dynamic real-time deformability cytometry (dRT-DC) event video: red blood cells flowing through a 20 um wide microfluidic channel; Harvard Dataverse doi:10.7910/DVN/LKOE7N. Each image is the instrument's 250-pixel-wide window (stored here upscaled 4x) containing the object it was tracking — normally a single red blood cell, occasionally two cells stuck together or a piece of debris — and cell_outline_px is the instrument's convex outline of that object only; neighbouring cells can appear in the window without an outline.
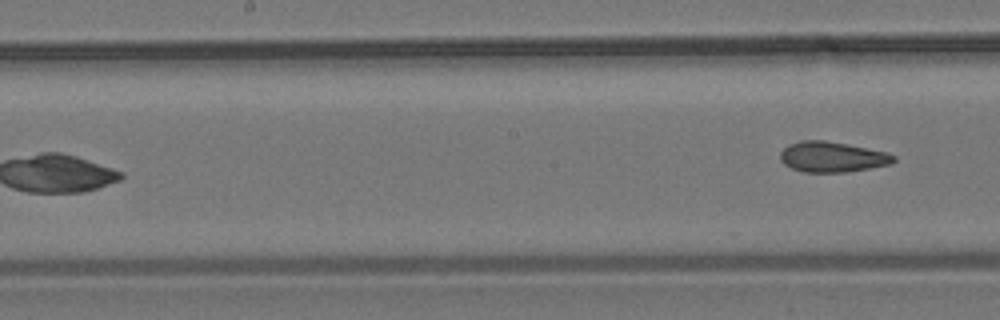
{"species": "common noctule bat (a hibernating species)", "species_latin": "Nyctalus noctula", "temperature_condition": "room temperature", "stored_images_in_passage": 9, "segment_of_instrument_passage": [2, 2], "camera_frame_rate_fps": 3000, "um_per_image_px": 0.085, "animal": {"sex": "male", "body_mass_g": 19.2, "forearm_length_mm": 51.8}, "frame": {"image": 1, "passage_image": 9, "time_ms": 10.333, "image_size_px": [1000, 320], "cell_outline_px": [[896, 160], [892, 164], [844, 172], [804, 172], [792, 168], [784, 164], [780, 160], [780, 152], [788, 144], [804, 140], [824, 140], [888, 152], [896, 156]], "centroid_in_image_um": [70.74, 13.33], "position_along_channel_um": 177.5, "area_um2": 20.06}}